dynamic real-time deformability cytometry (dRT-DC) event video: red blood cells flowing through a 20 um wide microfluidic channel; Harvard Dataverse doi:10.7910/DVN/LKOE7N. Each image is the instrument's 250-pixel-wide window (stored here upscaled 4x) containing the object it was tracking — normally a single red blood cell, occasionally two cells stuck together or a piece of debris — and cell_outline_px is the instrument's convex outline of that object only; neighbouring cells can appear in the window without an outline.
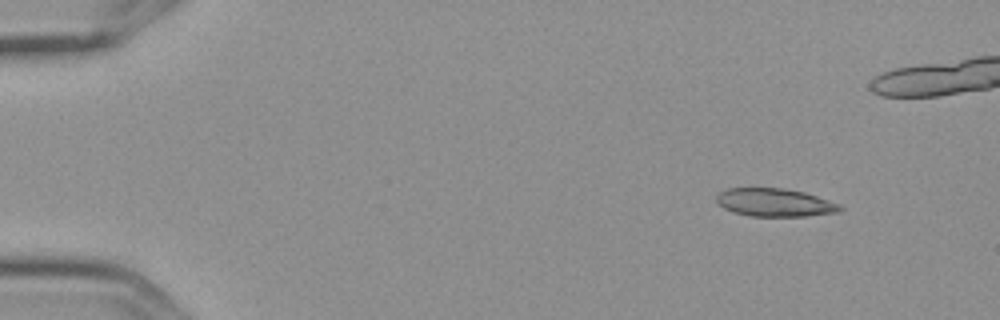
{"species": "Egyptian fruit bat (a non-hibernating species)", "species_latin": "Rousettus aegyptiacus", "temperature_condition": "cold", "stored_images_in_passage": 5, "camera_frame_rate_fps": 3000, "um_per_image_px": 0.085, "frame": {"image": 1, "passage_image": 1, "time_ms": 0.0, "image_size_px": [1000, 320], "cell_outline_px": [[844, 208], [840, 212], [808, 216], [748, 216], [732, 212], [724, 208], [716, 200], [716, 196], [720, 192], [728, 188], [784, 188], [804, 192], [840, 204]], "centroid_in_image_um": [65.87, 17.22], "position_along_channel_um": 19.1, "area_um2": 20.29}}